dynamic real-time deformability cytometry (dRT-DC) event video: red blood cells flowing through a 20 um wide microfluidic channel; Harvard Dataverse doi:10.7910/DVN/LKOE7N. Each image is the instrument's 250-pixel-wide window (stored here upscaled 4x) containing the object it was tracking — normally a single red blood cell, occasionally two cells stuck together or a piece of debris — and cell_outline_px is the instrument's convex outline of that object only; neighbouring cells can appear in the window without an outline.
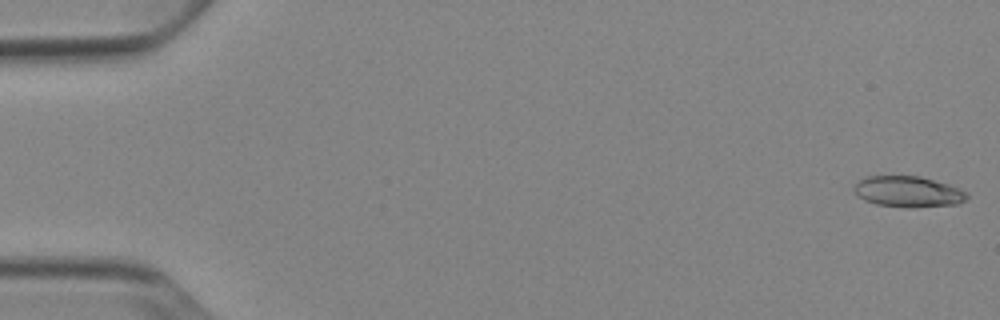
{"species": "Egyptian fruit bat (a non-hibernating species)", "species_latin": "Rousettus aegyptiacus", "temperature_condition": "cold", "stored_images_in_passage": 52, "camera_frame_rate_fps": 3000, "um_per_image_px": 0.085, "animal": {"sex": "female"}, "frame": {"image": 1, "passage_image": 1, "time_ms": 0.0, "image_size_px": [1000, 320], "cell_outline_px": [[968, 196], [964, 200], [956, 204], [912, 208], [904, 208], [876, 204], [864, 200], [852, 188], [860, 180], [868, 176], [920, 176], [948, 184], [960, 188], [968, 192]], "centroid_in_image_um": [77.21, 16.3], "position_along_channel_um": 7.8, "area_um2": 20.35}}
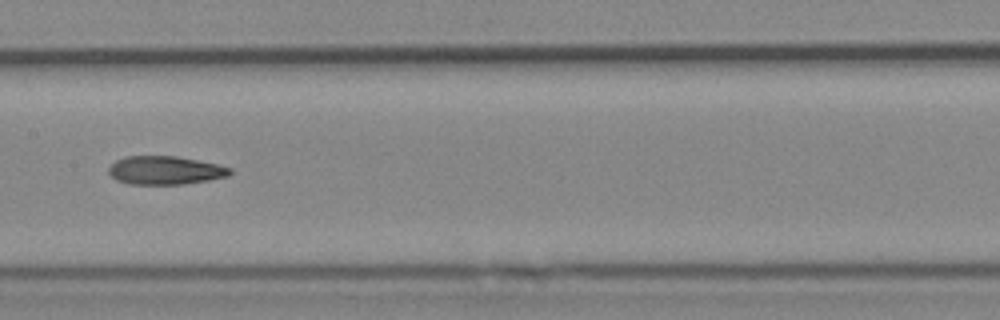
{"frame": {"image": 2, "passage_image": 27, "time_ms": 8.667, "image_size_px": [1000, 320], "cell_outline_px": [[232, 172], [228, 176], [208, 180], [184, 184], [128, 184], [116, 180], [108, 172], [108, 168], [116, 160], [124, 156], [176, 156], [216, 164], [232, 168]], "centroid_in_image_um": [14.02, 14.48], "position_along_channel_um": 193.4, "area_um2": 20.06}}
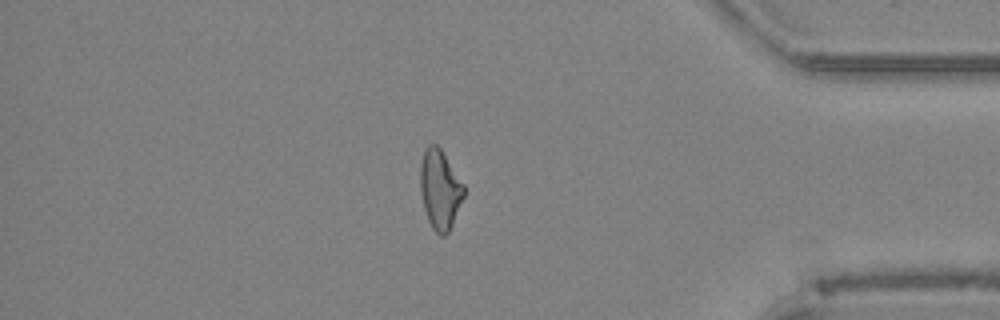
{"frame": {"image": 3, "passage_image": 45, "time_ms": 14.667, "image_size_px": [1000, 320], "cell_outline_px": [[464, 196], [452, 224], [448, 232], [444, 236], [440, 236], [432, 228], [428, 220], [424, 208], [420, 188], [420, 164], [424, 148], [428, 144], [436, 144], [440, 148], [464, 184]], "centroid_in_image_um": [37.38, 16.08], "position_along_channel_um": 397.8, "area_um2": 20.11}, "authors_computed_cell_mechanics": {"area_um2": 20.3745, "velocity_mm_per_s": 3.8886, "shape_relaxation_time_tau1_ms": null, "shape_relaxation_time_tau2_ms": 5.9001, "deformation_change_tau1": null, "deformation_change_tau2": 0.1617}}